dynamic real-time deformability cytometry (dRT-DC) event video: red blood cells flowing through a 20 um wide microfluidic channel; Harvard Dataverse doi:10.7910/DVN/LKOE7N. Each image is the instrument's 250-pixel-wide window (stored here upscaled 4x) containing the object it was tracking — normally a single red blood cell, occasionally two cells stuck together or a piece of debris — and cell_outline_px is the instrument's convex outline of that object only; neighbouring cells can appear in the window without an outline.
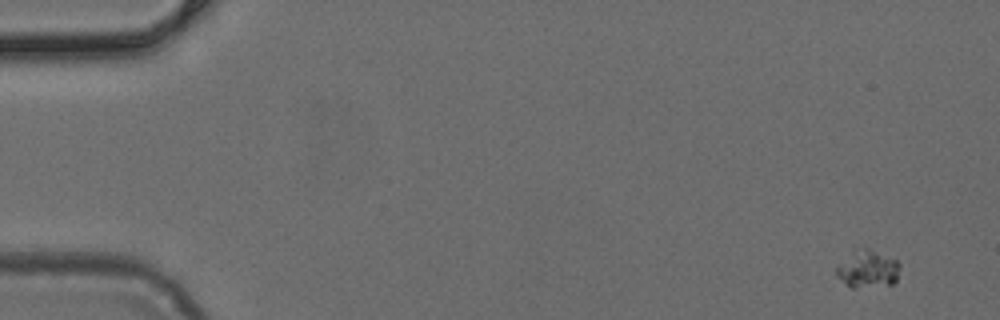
{"species": "common noctule bat (a hibernating species)", "species_latin": "Nyctalus noctula", "temperature_condition": "cold", "stored_images_in_passage": 5, "camera_frame_rate_fps": 3000, "um_per_image_px": 0.085, "animal": {"sex": "female", "body_mass_g": 24.6, "forearm_length_mm": 56.2}, "frame": {"image": 1, "passage_image": 1, "time_ms": 0.0, "image_size_px": [1000, 320], "cell_outline_px": [[900, 264], [896, 280], [892, 284], [856, 288], [852, 288], [836, 276], [836, 268], [852, 252], [864, 248], [868, 248], [896, 260]], "centroid_in_image_um": [73.76, 22.89], "position_along_channel_um": 11.2, "area_um2": 13.47}}